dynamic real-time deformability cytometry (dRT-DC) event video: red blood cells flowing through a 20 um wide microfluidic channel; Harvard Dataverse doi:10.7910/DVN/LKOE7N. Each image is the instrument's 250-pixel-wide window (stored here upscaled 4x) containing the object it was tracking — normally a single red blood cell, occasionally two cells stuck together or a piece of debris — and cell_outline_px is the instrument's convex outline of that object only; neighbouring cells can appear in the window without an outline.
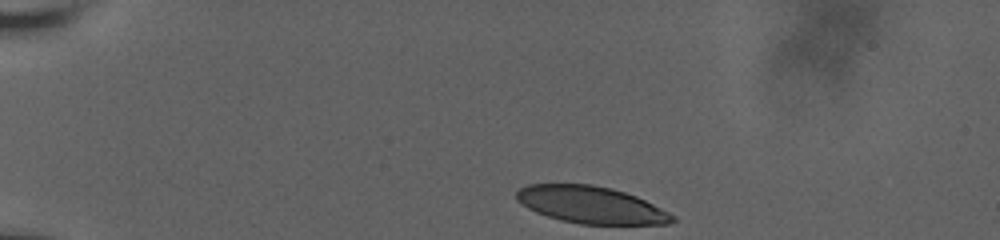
{"species": "human", "species_latin": "Homo sapiens", "temperature_condition": "room temperature", "stored_images_in_passage": 16, "camera_frame_rate_fps": 3000, "um_per_image_px": 0.085, "donor": {"sex": "male"}, "frame": {"image": 1, "passage_image": 1, "time_ms": 0.0, "image_size_px": [1000, 240], "cell_outline_px": [[676, 220], [668, 224], [580, 224], [560, 220], [536, 212], [528, 208], [516, 200], [516, 192], [520, 188], [528, 184], [592, 184], [612, 188], [636, 196], [676, 216]], "centroid_in_image_um": [50.22, 17.41], "position_along_channel_um": 34.8, "area_um2": 33.58}}